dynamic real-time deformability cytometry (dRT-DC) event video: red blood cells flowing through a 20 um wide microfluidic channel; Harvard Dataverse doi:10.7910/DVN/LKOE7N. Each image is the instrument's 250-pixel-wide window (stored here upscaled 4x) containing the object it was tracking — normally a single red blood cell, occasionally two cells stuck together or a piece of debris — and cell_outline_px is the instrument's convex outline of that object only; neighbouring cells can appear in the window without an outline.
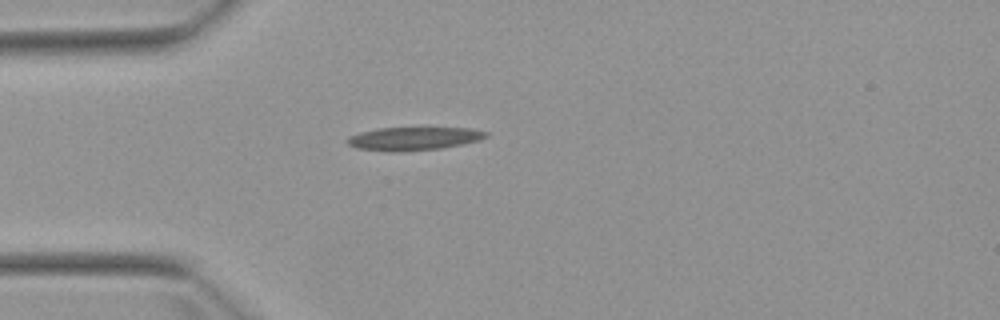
{"species": "Egyptian fruit bat (a non-hibernating species)", "species_latin": "Rousettus aegyptiacus", "temperature_condition": "warm", "stored_images_in_passage": 2, "camera_frame_rate_fps": 3000, "um_per_image_px": 0.085, "animal": {"sex": "female"}, "frame": {"image": 1, "passage_image": 2, "time_ms": 2.333, "image_size_px": [1000, 320], "cell_outline_px": [[488, 136], [480, 140], [464, 144], [440, 148], [356, 148], [348, 144], [348, 136], [360, 132], [376, 128], [468, 128], [488, 132]], "centroid_in_image_um": [35.27, 11.71], "position_along_channel_um": 49.7, "area_um2": 17.46}}